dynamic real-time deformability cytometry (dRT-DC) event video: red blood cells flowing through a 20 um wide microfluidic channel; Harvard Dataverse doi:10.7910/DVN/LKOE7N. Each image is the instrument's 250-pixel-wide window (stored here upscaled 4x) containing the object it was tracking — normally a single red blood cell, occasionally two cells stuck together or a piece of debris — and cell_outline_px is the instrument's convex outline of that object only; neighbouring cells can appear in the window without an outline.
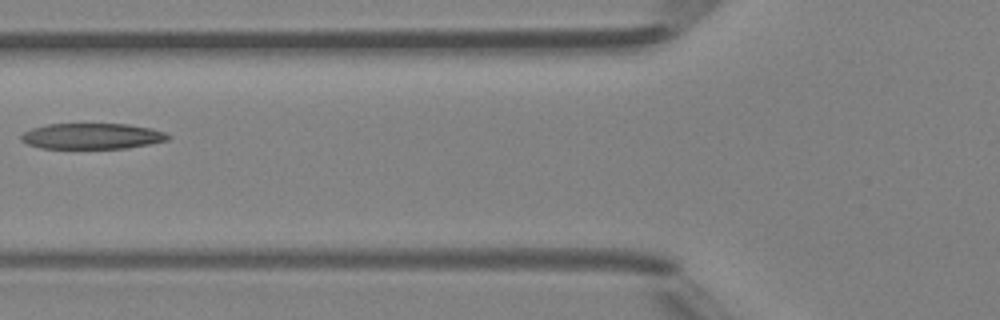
{"species": "Egyptian fruit bat (a non-hibernating species)", "species_latin": "Rousettus aegyptiacus", "temperature_condition": "room temperature", "stored_images_in_passage": 4, "camera_frame_rate_fps": 3000, "um_per_image_px": 0.085, "animal": {"sex": "female"}, "frame": {"image": 1, "passage_image": 4, "time_ms": 4.333, "image_size_px": [1000, 320], "cell_outline_px": [[172, 136], [168, 140], [128, 148], [40, 148], [28, 144], [20, 140], [20, 136], [24, 132], [32, 128], [48, 124], [128, 124], [152, 128], [164, 132]], "centroid_in_image_um": [7.83, 11.57], "position_along_channel_um": 118.0, "area_um2": 22.08}}